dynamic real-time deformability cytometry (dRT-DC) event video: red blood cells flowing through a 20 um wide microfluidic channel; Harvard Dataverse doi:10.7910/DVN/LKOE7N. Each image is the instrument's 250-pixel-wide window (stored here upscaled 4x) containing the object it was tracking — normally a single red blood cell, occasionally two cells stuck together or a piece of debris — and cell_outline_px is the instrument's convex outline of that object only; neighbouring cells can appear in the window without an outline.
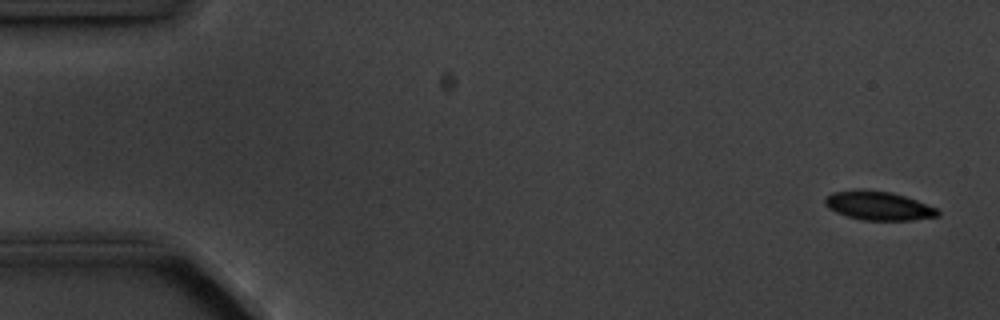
{"species": "common noctule bat (a hibernating species)", "species_latin": "Nyctalus noctula", "temperature_condition": "cold", "stored_images_in_passage": 4, "camera_frame_rate_fps": 3000, "um_per_image_px": 0.085, "animal": {"sex": "male", "body_mass_g": 20.1, "forearm_length_mm": 53.5}, "frame": {"image": 1, "passage_image": 1, "time_ms": 0.0, "image_size_px": [1000, 320], "cell_outline_px": [[940, 216], [912, 220], [864, 220], [848, 216], [836, 212], [828, 208], [824, 204], [824, 200], [832, 192], [860, 188], [892, 192], [916, 200], [936, 208], [940, 212]], "centroid_in_image_um": [74.65, 17.47], "position_along_channel_um": 10.3, "area_um2": 19.02}}